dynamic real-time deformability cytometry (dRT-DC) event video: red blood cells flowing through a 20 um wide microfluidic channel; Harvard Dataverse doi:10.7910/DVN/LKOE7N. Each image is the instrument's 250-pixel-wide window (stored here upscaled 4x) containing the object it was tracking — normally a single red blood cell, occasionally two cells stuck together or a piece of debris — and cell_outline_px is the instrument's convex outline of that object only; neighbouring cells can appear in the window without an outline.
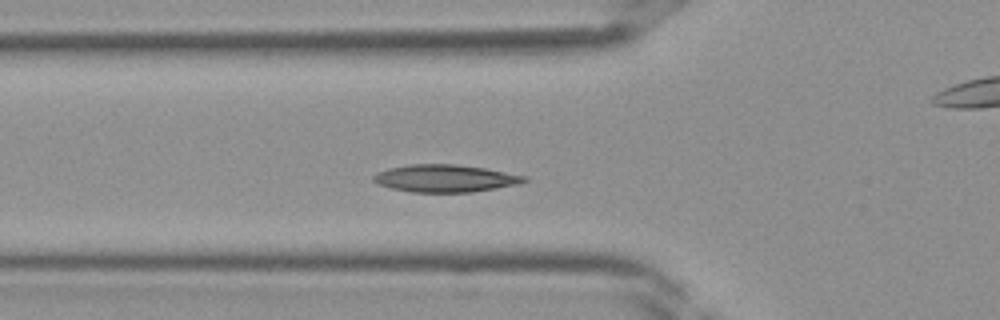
{"species": "Egyptian fruit bat (a non-hibernating species)", "species_latin": "Rousettus aegyptiacus", "temperature_condition": "room temperature", "stored_images_in_passage": 38, "camera_frame_rate_fps": 3000, "um_per_image_px": 0.085, "frame": {"image": 1, "passage_image": 11, "time_ms": 3.333, "image_size_px": [1000, 320], "cell_outline_px": [[528, 180], [520, 184], [472, 192], [412, 192], [392, 188], [380, 184], [372, 180], [372, 176], [388, 168], [408, 164], [456, 164], [484, 168], [528, 176]], "centroid_in_image_um": [37.87, 15.15], "position_along_channel_um": 87.9, "area_um2": 24.04}}
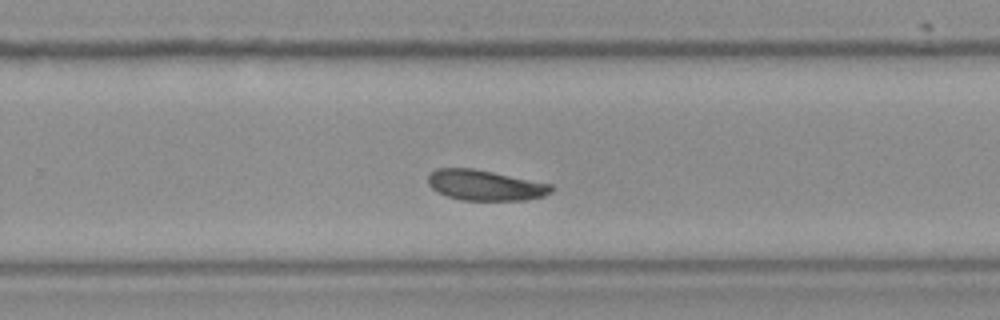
{"frame": {"image": 2, "passage_image": 23, "time_ms": 7.333, "image_size_px": [1000, 320], "cell_outline_px": [[556, 188], [552, 192], [544, 196], [524, 200], [460, 200], [436, 192], [428, 184], [428, 176], [436, 168], [472, 168], [552, 184]], "centroid_in_image_um": [41.25, 15.75], "position_along_channel_um": 288.6, "area_um2": 21.91}}
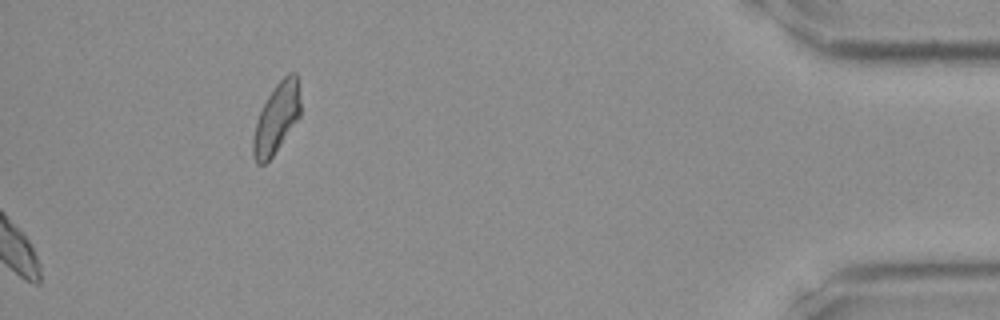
{"frame": {"image": 3, "passage_image": 38, "time_ms": 12.333, "image_size_px": [1000, 320], "cell_outline_px": [[300, 116], [272, 156], [264, 164], [256, 164], [252, 156], [252, 140], [256, 124], [260, 112], [268, 96], [276, 84], [288, 72], [296, 72], [300, 100]], "centroid_in_image_um": [23.49, 10.05], "position_along_channel_um": 411.7, "area_um2": 19.02}}